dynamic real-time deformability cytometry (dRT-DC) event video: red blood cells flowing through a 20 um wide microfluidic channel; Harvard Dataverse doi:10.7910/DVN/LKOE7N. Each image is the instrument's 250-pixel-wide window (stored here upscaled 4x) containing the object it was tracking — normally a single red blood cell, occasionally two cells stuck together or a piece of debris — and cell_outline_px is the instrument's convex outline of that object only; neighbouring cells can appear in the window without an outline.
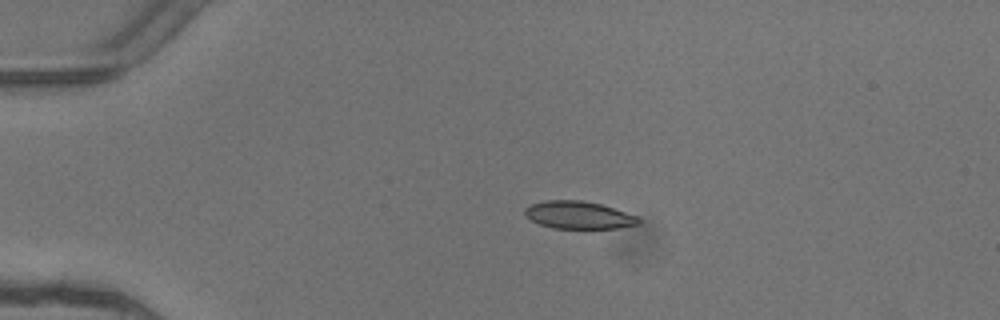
{"species": "common noctule bat (a hibernating species)", "species_latin": "Nyctalus noctula", "temperature_condition": "warm", "stored_images_in_passage": 4, "camera_frame_rate_fps": 3000, "um_per_image_px": 0.085, "animal": {"sex": "female"}, "frame": {"image": 1, "passage_image": 3, "time_ms": 0.667, "image_size_px": [1000, 320], "cell_outline_px": [[640, 224], [620, 228], [552, 228], [540, 224], [524, 216], [524, 208], [532, 204], [544, 200], [580, 200], [600, 204], [636, 216], [640, 220]], "centroid_in_image_um": [49.15, 18.28], "position_along_channel_um": 35.9, "area_um2": 18.15}}